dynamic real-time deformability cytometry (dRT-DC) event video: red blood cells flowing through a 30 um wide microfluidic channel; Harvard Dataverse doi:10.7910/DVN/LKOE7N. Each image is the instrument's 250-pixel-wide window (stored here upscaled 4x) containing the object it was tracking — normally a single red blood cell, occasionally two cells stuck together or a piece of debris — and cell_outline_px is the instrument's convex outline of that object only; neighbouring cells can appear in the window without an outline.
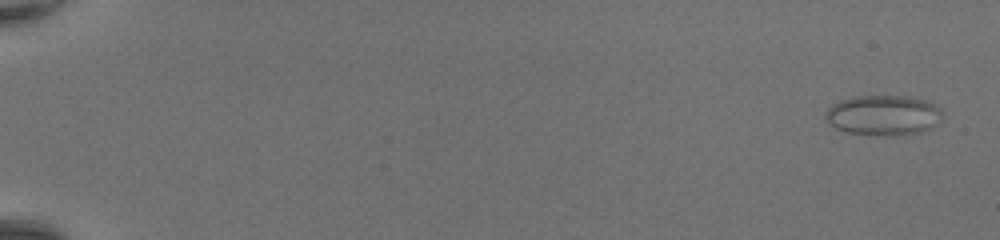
{"species": "common noctule bat (a hibernating species)", "species_latin": "Nyctalus noctula", "temperature_condition": "room temperature", "stored_images_in_passage": 49, "camera_frame_rate_fps": 3000, "um_per_image_px": 0.085, "animal": {"sex": "female", "body_mass_g": 20.0, "forearm_length_mm": 54.0}, "frame": {"image": 1, "passage_image": 2, "time_ms": 0.333, "image_size_px": [1000, 240], "cell_outline_px": [[944, 112], [940, 120], [932, 128], [920, 132], [892, 136], [844, 132], [828, 124], [824, 116], [824, 112], [832, 104], [840, 100], [852, 96], [908, 96], [928, 100], [936, 104]], "centroid_in_image_um": [75.09, 9.78], "position_along_channel_um": 9.9, "area_um2": 27.86}}
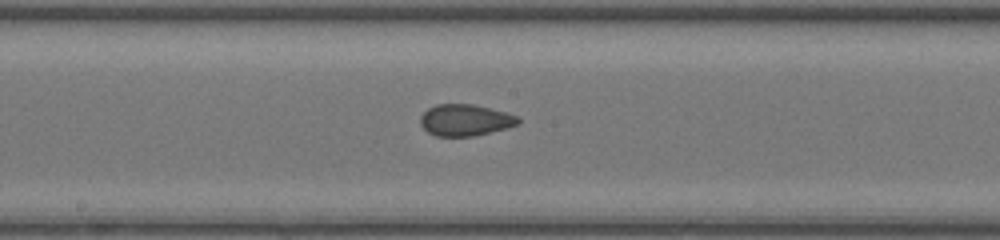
{"frame": {"image": 2, "passage_image": 29, "time_ms": 9.333, "image_size_px": [1000, 240], "cell_outline_px": [[520, 124], [508, 128], [472, 136], [436, 136], [428, 132], [420, 124], [420, 116], [428, 108], [436, 104], [472, 104], [504, 112], [516, 116], [520, 120]], "centroid_in_image_um": [39.52, 10.21], "position_along_channel_um": 208.7, "area_um2": 17.86}}
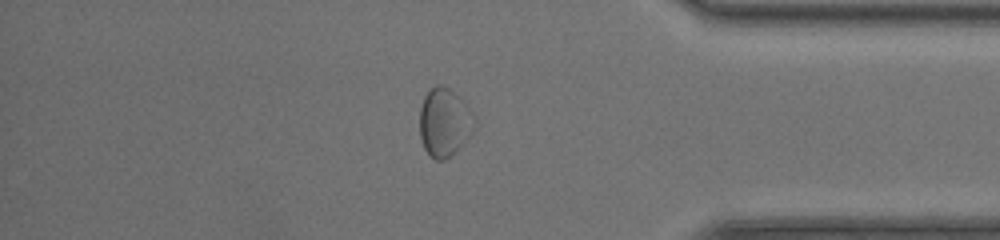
{"frame": {"image": 3, "passage_image": 43, "time_ms": 14.0, "image_size_px": [1000, 240], "cell_outline_px": [[476, 128], [444, 160], [436, 160], [424, 148], [420, 140], [420, 108], [424, 96], [428, 88], [436, 84], [440, 84], [448, 88], [460, 96], [476, 116]], "centroid_in_image_um": [37.77, 10.33], "position_along_channel_um": 397.4, "area_um2": 21.85}, "authors_computed_cell_mechanics": {"area_um2": 19.941, "velocity_mm_per_s": 4.4, "shape_relaxation_time_tau1_ms": null, "shape_relaxation_time_tau2_ms": 0.8018, "deformation_change_tau1": null, "deformation_change_tau2": 0.0516}}